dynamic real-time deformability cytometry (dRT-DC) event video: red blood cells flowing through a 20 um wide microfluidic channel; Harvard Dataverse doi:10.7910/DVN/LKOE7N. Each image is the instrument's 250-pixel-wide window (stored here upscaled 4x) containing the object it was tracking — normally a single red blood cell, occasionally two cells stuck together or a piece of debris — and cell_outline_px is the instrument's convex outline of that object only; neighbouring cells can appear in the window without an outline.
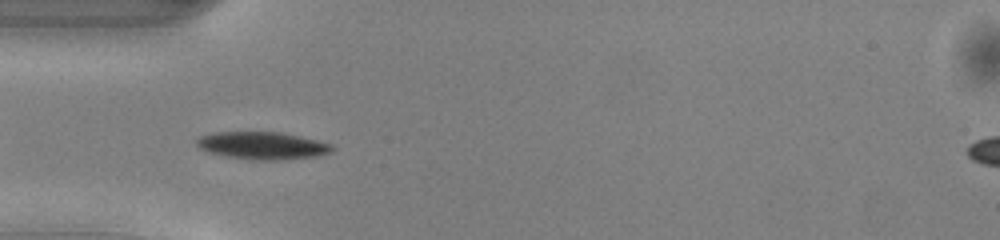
{"species": "common noctule bat (a hibernating species)", "species_latin": "Nyctalus noctula", "temperature_condition": "warm", "stored_images_in_passage": 37, "camera_frame_rate_fps": 3000, "um_per_image_px": 0.085, "animal": {"sex": "male", "body_mass_g": 13.0, "forearm_length_mm": 53.1}, "frame": {"image": 1, "passage_image": 3, "time_ms": 0.667, "image_size_px": [1000, 240], "cell_outline_px": [[336, 148], [332, 152], [316, 156], [280, 160], [248, 160], [224, 156], [200, 148], [196, 144], [196, 140], [200, 136], [216, 132], [280, 132], [300, 136], [332, 144]], "centroid_in_image_um": [22.34, 12.38], "position_along_channel_um": 62.7, "area_um2": 21.73}}
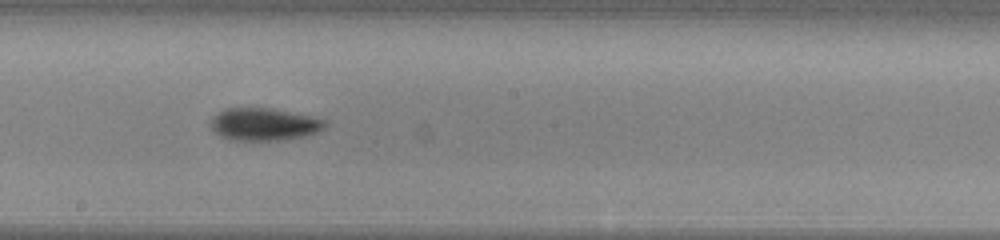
{"frame": {"image": 2, "passage_image": 15, "time_ms": 4.667, "image_size_px": [1000, 240], "cell_outline_px": [[328, 124], [324, 128], [308, 136], [284, 140], [232, 140], [220, 136], [208, 124], [212, 116], [216, 112], [224, 108], [272, 108], [312, 116], [328, 120]], "centroid_in_image_um": [22.45, 10.56], "position_along_channel_um": 225.7, "area_um2": 22.08}}
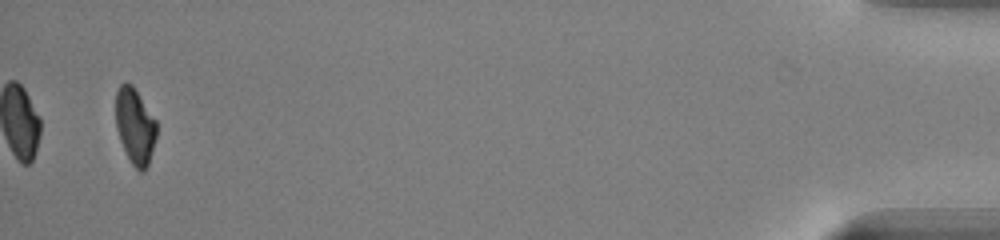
{"frame": {"image": 3, "passage_image": 36, "time_ms": 11.667, "image_size_px": [1000, 240], "cell_outline_px": [[156, 136], [148, 164], [144, 172], [140, 172], [132, 164], [120, 140], [116, 128], [116, 92], [120, 84], [124, 80], [132, 84], [156, 120]], "centroid_in_image_um": [11.46, 10.68], "position_along_channel_um": 423.7, "area_um2": 17.92}, "authors_computed_cell_mechanics": {"area_um2": 20.4612, "velocity_mm_per_s": 4.1149, "shape_relaxation_time_tau1_ms": 1.7816, "shape_relaxation_time_tau2_ms": null, "deformation_change_tau1": 0.116, "deformation_change_tau2": null}}